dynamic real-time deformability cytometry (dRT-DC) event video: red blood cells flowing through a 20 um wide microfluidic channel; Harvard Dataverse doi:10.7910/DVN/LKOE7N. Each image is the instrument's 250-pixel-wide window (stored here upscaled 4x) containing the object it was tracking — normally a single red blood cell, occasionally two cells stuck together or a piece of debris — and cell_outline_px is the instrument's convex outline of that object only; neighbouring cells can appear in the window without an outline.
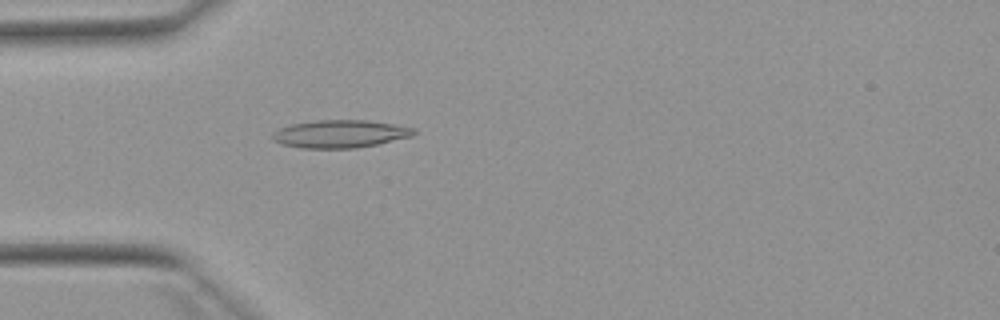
{"species": "Egyptian fruit bat (a non-hibernating species)", "species_latin": "Rousettus aegyptiacus", "temperature_condition": "warm", "stored_images_in_passage": 47, "camera_frame_rate_fps": 3000, "um_per_image_px": 0.085, "animal": {"sex": "female"}, "frame": {"image": 1, "passage_image": 10, "time_ms": 3.0, "image_size_px": [1000, 320], "cell_outline_px": [[416, 132], [412, 136], [376, 144], [356, 148], [304, 148], [284, 144], [272, 140], [272, 132], [280, 128], [292, 124], [316, 120], [368, 120], [416, 128]], "centroid_in_image_um": [28.91, 11.37], "position_along_channel_um": 56.1, "area_um2": 22.72}}
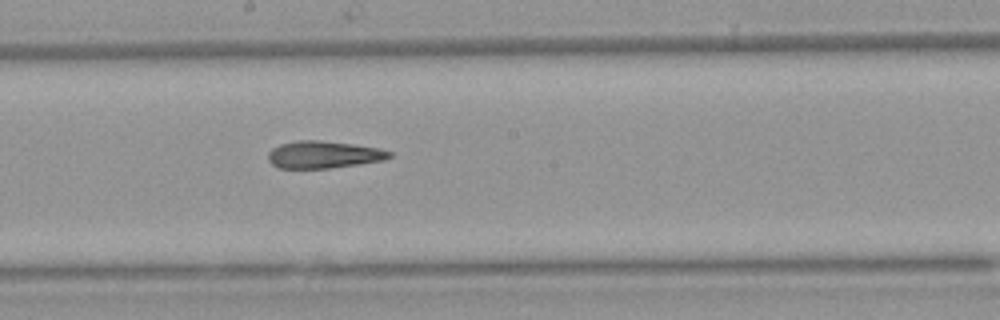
{"frame": {"image": 2, "passage_image": 23, "time_ms": 7.333, "image_size_px": [1000, 320], "cell_outline_px": [[392, 156], [384, 160], [328, 168], [280, 168], [272, 164], [268, 160], [268, 152], [272, 148], [280, 144], [300, 140], [320, 140], [352, 144], [380, 148], [392, 152]], "centroid_in_image_um": [27.49, 13.13], "position_along_channel_um": 220.7, "area_um2": 19.13}}
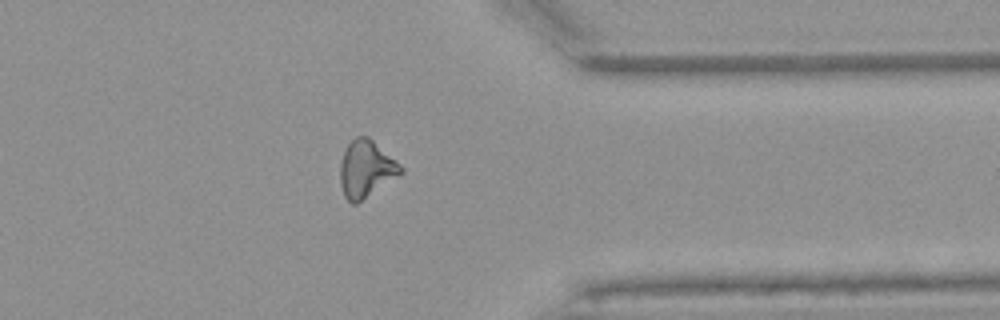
{"frame": {"image": 3, "passage_image": 36, "time_ms": 11.667, "image_size_px": [1000, 320], "cell_outline_px": [[404, 172], [356, 204], [352, 204], [344, 196], [340, 184], [340, 164], [344, 152], [348, 144], [356, 136], [368, 136], [396, 160], [404, 168]], "centroid_in_image_um": [31.12, 14.36], "position_along_channel_um": 380.3, "area_um2": 20.0}, "authors_computed_cell_mechanics": {"area_um2": 19.8832, "velocity_mm_per_s": 3.9132, "shape_relaxation_time_tau1_ms": null, "shape_relaxation_time_tau2_ms": 8.1625, "deformation_change_tau1": null, "deformation_change_tau2": 0.2272}}